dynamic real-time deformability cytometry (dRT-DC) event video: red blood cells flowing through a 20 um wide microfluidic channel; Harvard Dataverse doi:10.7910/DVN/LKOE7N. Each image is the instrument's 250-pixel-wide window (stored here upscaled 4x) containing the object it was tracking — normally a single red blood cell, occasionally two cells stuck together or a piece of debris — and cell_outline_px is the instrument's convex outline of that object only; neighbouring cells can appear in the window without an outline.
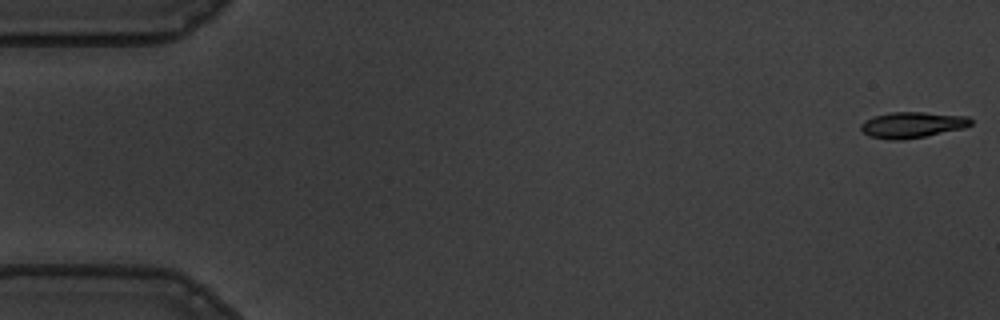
{"species": "common noctule bat (a hibernating species)", "species_latin": "Nyctalus noctula", "temperature_condition": "warm", "stored_images_in_passage": 56, "camera_frame_rate_fps": 3000, "um_per_image_px": 0.085, "animal": {"sex": "male", "body_mass_g": 19.5, "forearm_length_mm": 54.6}, "frame": {"image": 1, "passage_image": 1, "time_ms": 0.0, "image_size_px": [1000, 320], "cell_outline_px": [[972, 124], [964, 128], [924, 136], [900, 140], [892, 140], [868, 136], [860, 128], [860, 124], [864, 120], [876, 116], [892, 112], [924, 112], [968, 116], [972, 120]], "centroid_in_image_um": [77.54, 10.61], "position_along_channel_um": 7.5, "area_um2": 16.53}}
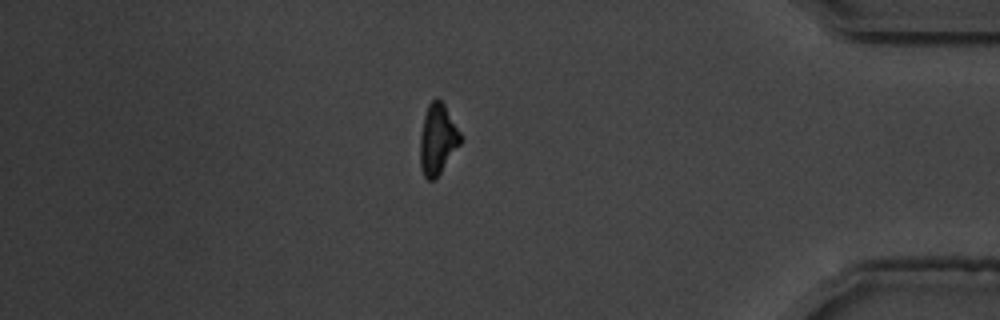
{"frame": {"image": 2, "passage_image": 48, "time_ms": 15.667, "image_size_px": [1000, 320], "cell_outline_px": [[460, 144], [440, 172], [432, 180], [428, 180], [424, 176], [420, 168], [420, 136], [424, 116], [428, 104], [432, 100], [440, 100], [444, 104], [460, 132]], "centroid_in_image_um": [37.17, 11.84], "position_along_channel_um": 398.0, "area_um2": 16.18}}
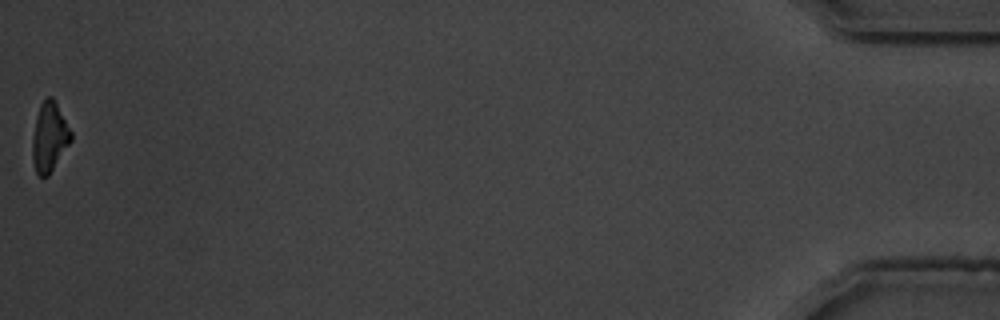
{"frame": {"image": 3, "passage_image": 56, "time_ms": 18.333, "image_size_px": [1000, 320], "cell_outline_px": [[72, 140], [48, 176], [40, 176], [36, 172], [32, 160], [32, 136], [36, 116], [40, 104], [48, 96], [52, 96], [72, 132]], "centroid_in_image_um": [4.19, 11.65], "position_along_channel_um": 431.0, "area_um2": 15.55}, "authors_computed_cell_mechanics": {"area_um2": 16.9643, "velocity_mm_per_s": 3.609, "shape_relaxation_time_tau1_ms": 3.1302, "shape_relaxation_time_tau2_ms": 4.7717, "deformation_change_tau1": 0.1771, "deformation_change_tau2": 0.1496}}